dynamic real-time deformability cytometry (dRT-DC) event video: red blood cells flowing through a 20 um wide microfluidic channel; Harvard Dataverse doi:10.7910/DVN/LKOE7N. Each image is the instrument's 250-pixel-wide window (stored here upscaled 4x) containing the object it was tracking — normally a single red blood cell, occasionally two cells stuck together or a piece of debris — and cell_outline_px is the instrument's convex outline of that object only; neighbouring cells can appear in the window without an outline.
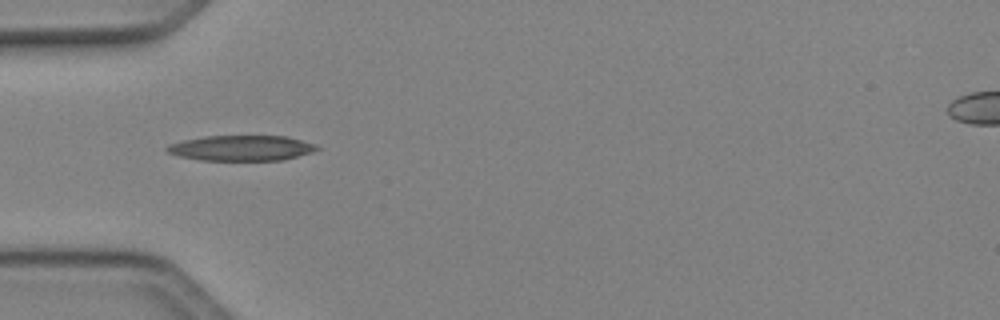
{"species": "Egyptian fruit bat (a non-hibernating species)", "species_latin": "Rousettus aegyptiacus", "temperature_condition": "cold", "stored_images_in_passage": 12, "camera_frame_rate_fps": 3000, "um_per_image_px": 0.085, "animal": {"sex": "female"}, "frame": {"image": 1, "passage_image": 1, "time_ms": 0.0, "image_size_px": [1000, 320], "cell_outline_px": [[320, 148], [312, 152], [284, 160], [200, 160], [180, 156], [168, 152], [164, 148], [168, 144], [184, 140], [204, 136], [288, 136], [316, 144]], "centroid_in_image_um": [20.53, 12.58], "position_along_channel_um": 64.5, "area_um2": 22.2}}
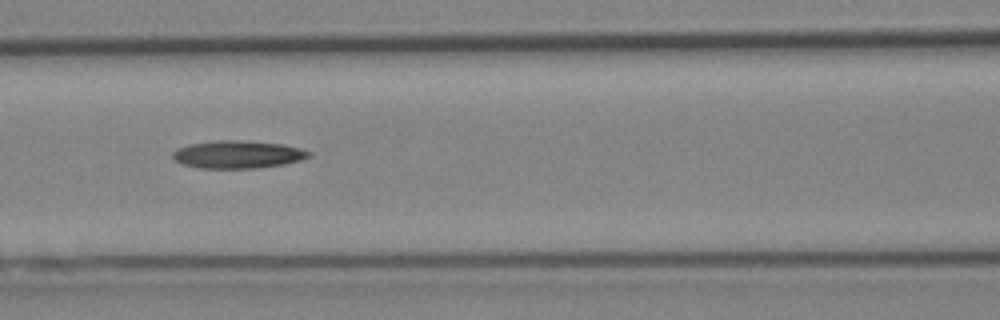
{"frame": {"image": 2, "passage_image": 7, "time_ms": 2.0, "image_size_px": [1000, 320], "cell_outline_px": [[312, 156], [300, 160], [284, 164], [256, 168], [200, 168], [180, 164], [172, 156], [172, 152], [176, 148], [188, 144], [216, 140], [244, 140], [280, 144], [300, 148], [312, 152]], "centroid_in_image_um": [20.19, 13.12], "position_along_channel_um": 146.4, "area_um2": 22.14}}
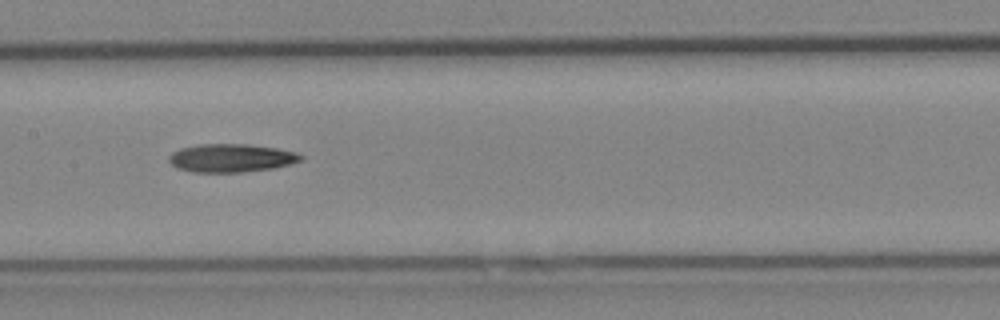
{"frame": {"image": 3, "passage_image": 10, "time_ms": 3.0, "image_size_px": [1000, 320], "cell_outline_px": [[304, 160], [272, 168], [240, 172], [192, 172], [176, 168], [168, 160], [168, 156], [172, 152], [180, 148], [200, 144], [248, 144], [276, 148], [296, 152], [304, 156]], "centroid_in_image_um": [19.63, 13.42], "position_along_channel_um": 187.8, "area_um2": 21.73}}